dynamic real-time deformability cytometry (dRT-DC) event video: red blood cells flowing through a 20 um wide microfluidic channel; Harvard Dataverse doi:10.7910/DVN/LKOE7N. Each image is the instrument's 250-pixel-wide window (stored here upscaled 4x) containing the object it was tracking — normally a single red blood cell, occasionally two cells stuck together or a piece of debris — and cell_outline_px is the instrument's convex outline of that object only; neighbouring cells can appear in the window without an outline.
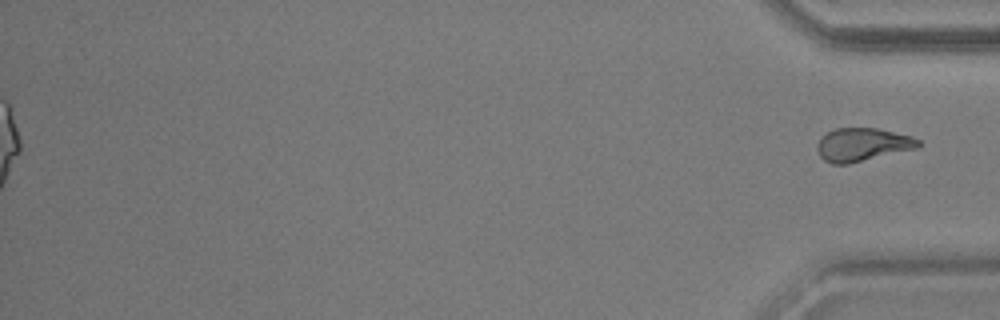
{"species": "common noctule bat (a hibernating species)", "species_latin": "Nyctalus noctula", "temperature_condition": "warm", "stored_images_in_passage": 54, "segment_of_instrument_passage": [2, 2], "camera_frame_rate_fps": 3000, "um_per_image_px": 0.085, "animal": {"sex": "male", "body_mass_g": 17.9, "forearm_length_mm": 54.2}, "frame": {"image": 1, "passage_image": 54, "time_ms": 17.667, "image_size_px": [1000, 320], "cell_outline_px": [[920, 144], [916, 148], [848, 164], [832, 164], [824, 160], [820, 156], [816, 148], [816, 144], [828, 132], [836, 128], [876, 128], [912, 136], [920, 140]], "centroid_in_image_um": [73.29, 12.29], "position_along_channel_um": 361.9, "area_um2": 19.36}}